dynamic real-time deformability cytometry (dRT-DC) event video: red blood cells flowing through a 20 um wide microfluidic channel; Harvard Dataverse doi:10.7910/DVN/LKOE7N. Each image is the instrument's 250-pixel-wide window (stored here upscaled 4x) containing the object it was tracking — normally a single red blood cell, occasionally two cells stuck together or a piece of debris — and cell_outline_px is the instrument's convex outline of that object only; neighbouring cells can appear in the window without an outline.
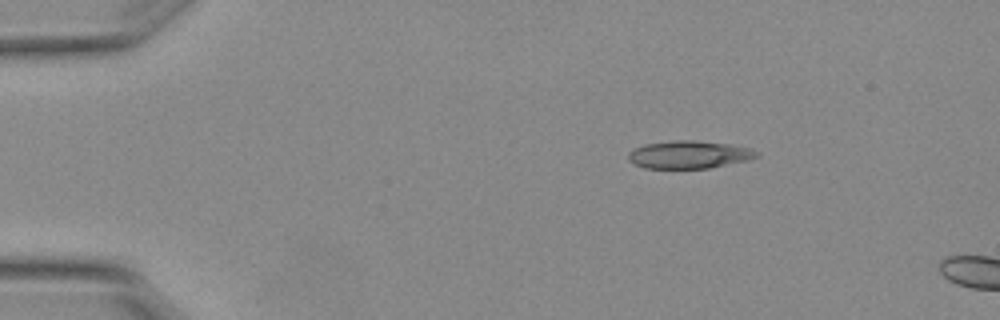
{"species": "Egyptian fruit bat (a non-hibernating species)", "species_latin": "Rousettus aegyptiacus", "temperature_condition": "warm", "stored_images_in_passage": 6, "camera_frame_rate_fps": 3000, "um_per_image_px": 0.085, "animal": {"sex": "female"}, "frame": {"image": 1, "passage_image": 3, "time_ms": 0.667, "image_size_px": [1000, 320], "cell_outline_px": [[760, 156], [748, 160], [708, 168], [644, 168], [632, 164], [628, 160], [628, 152], [632, 148], [644, 144], [676, 140], [692, 140], [732, 144], [752, 148], [760, 152]], "centroid_in_image_um": [58.57, 13.13], "position_along_channel_um": 26.4, "area_um2": 21.04}}